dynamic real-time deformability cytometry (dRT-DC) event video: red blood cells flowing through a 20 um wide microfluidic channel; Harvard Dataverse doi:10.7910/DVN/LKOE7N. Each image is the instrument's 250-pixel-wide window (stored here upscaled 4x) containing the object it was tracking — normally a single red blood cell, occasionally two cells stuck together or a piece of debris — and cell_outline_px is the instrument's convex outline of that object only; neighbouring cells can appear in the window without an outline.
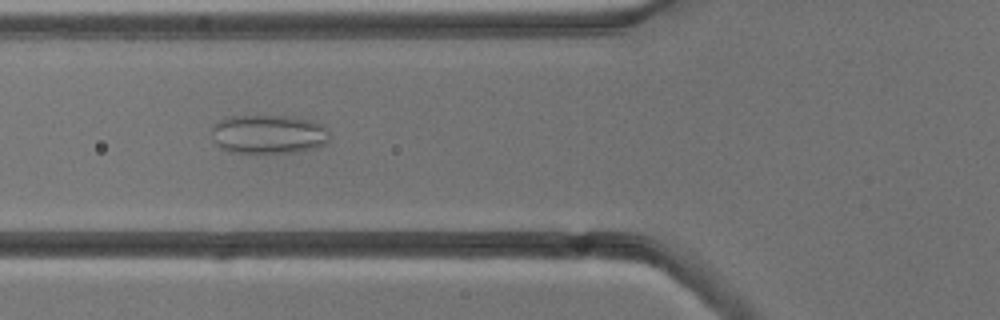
{"species": "common noctule bat (a hibernating species)", "species_latin": "Nyctalus noctula", "temperature_condition": "cold", "stored_images_in_passage": 8, "camera_frame_rate_fps": 3000, "um_per_image_px": 0.085, "animal": {"sex": "male", "body_mass_g": 13.3}, "frame": {"image": 1, "passage_image": 3, "time_ms": 2.333, "image_size_px": [1000, 320], "cell_outline_px": [[328, 140], [324, 144], [316, 148], [296, 152], [232, 152], [220, 148], [216, 144], [212, 132], [212, 124], [228, 116], [284, 116], [308, 120], [320, 124], [328, 128]], "centroid_in_image_um": [22.8, 11.4], "position_along_channel_um": 103.0, "area_um2": 26.59}}